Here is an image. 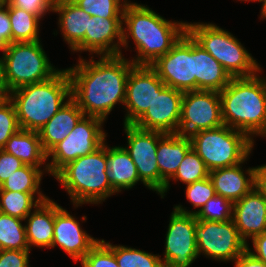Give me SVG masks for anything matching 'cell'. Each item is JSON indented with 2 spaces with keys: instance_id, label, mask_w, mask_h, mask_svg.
I'll return each instance as SVG.
<instances>
[{
  "instance_id": "cell-1",
  "label": "cell",
  "mask_w": 266,
  "mask_h": 267,
  "mask_svg": "<svg viewBox=\"0 0 266 267\" xmlns=\"http://www.w3.org/2000/svg\"><path fill=\"white\" fill-rule=\"evenodd\" d=\"M79 55L78 64L66 68L71 81V98L84 116L106 121L116 104L124 107L126 82L134 63L123 55L100 56L90 61Z\"/></svg>"
},
{
  "instance_id": "cell-48",
  "label": "cell",
  "mask_w": 266,
  "mask_h": 267,
  "mask_svg": "<svg viewBox=\"0 0 266 267\" xmlns=\"http://www.w3.org/2000/svg\"><path fill=\"white\" fill-rule=\"evenodd\" d=\"M260 20L266 18V0H264L260 10Z\"/></svg>"
},
{
  "instance_id": "cell-38",
  "label": "cell",
  "mask_w": 266,
  "mask_h": 267,
  "mask_svg": "<svg viewBox=\"0 0 266 267\" xmlns=\"http://www.w3.org/2000/svg\"><path fill=\"white\" fill-rule=\"evenodd\" d=\"M80 263L82 267H119L114 252L101 239Z\"/></svg>"
},
{
  "instance_id": "cell-26",
  "label": "cell",
  "mask_w": 266,
  "mask_h": 267,
  "mask_svg": "<svg viewBox=\"0 0 266 267\" xmlns=\"http://www.w3.org/2000/svg\"><path fill=\"white\" fill-rule=\"evenodd\" d=\"M107 160V178L117 193L130 190L139 182L141 183L136 165L124 146L107 145Z\"/></svg>"
},
{
  "instance_id": "cell-10",
  "label": "cell",
  "mask_w": 266,
  "mask_h": 267,
  "mask_svg": "<svg viewBox=\"0 0 266 267\" xmlns=\"http://www.w3.org/2000/svg\"><path fill=\"white\" fill-rule=\"evenodd\" d=\"M195 240L199 256L225 263L233 262L247 249L233 219L226 222L197 220Z\"/></svg>"
},
{
  "instance_id": "cell-9",
  "label": "cell",
  "mask_w": 266,
  "mask_h": 267,
  "mask_svg": "<svg viewBox=\"0 0 266 267\" xmlns=\"http://www.w3.org/2000/svg\"><path fill=\"white\" fill-rule=\"evenodd\" d=\"M104 123L98 117L83 116L70 134L47 153L49 175L54 177L68 163L100 148L107 136Z\"/></svg>"
},
{
  "instance_id": "cell-13",
  "label": "cell",
  "mask_w": 266,
  "mask_h": 267,
  "mask_svg": "<svg viewBox=\"0 0 266 267\" xmlns=\"http://www.w3.org/2000/svg\"><path fill=\"white\" fill-rule=\"evenodd\" d=\"M128 145L124 148L136 165L141 183L159 195V168L157 145L165 134L159 131L140 129L133 124H123Z\"/></svg>"
},
{
  "instance_id": "cell-28",
  "label": "cell",
  "mask_w": 266,
  "mask_h": 267,
  "mask_svg": "<svg viewBox=\"0 0 266 267\" xmlns=\"http://www.w3.org/2000/svg\"><path fill=\"white\" fill-rule=\"evenodd\" d=\"M48 198L43 193L0 190V212L24 220L33 208Z\"/></svg>"
},
{
  "instance_id": "cell-3",
  "label": "cell",
  "mask_w": 266,
  "mask_h": 267,
  "mask_svg": "<svg viewBox=\"0 0 266 267\" xmlns=\"http://www.w3.org/2000/svg\"><path fill=\"white\" fill-rule=\"evenodd\" d=\"M232 77L219 92L223 123L254 137H266V77Z\"/></svg>"
},
{
  "instance_id": "cell-7",
  "label": "cell",
  "mask_w": 266,
  "mask_h": 267,
  "mask_svg": "<svg viewBox=\"0 0 266 267\" xmlns=\"http://www.w3.org/2000/svg\"><path fill=\"white\" fill-rule=\"evenodd\" d=\"M190 139L192 149L209 171L243 162L252 153L255 143L245 133L225 124L195 132Z\"/></svg>"
},
{
  "instance_id": "cell-40",
  "label": "cell",
  "mask_w": 266,
  "mask_h": 267,
  "mask_svg": "<svg viewBox=\"0 0 266 267\" xmlns=\"http://www.w3.org/2000/svg\"><path fill=\"white\" fill-rule=\"evenodd\" d=\"M30 250H0V267H31Z\"/></svg>"
},
{
  "instance_id": "cell-23",
  "label": "cell",
  "mask_w": 266,
  "mask_h": 267,
  "mask_svg": "<svg viewBox=\"0 0 266 267\" xmlns=\"http://www.w3.org/2000/svg\"><path fill=\"white\" fill-rule=\"evenodd\" d=\"M196 90L221 92L230 82V74L194 40Z\"/></svg>"
},
{
  "instance_id": "cell-36",
  "label": "cell",
  "mask_w": 266,
  "mask_h": 267,
  "mask_svg": "<svg viewBox=\"0 0 266 267\" xmlns=\"http://www.w3.org/2000/svg\"><path fill=\"white\" fill-rule=\"evenodd\" d=\"M194 215L197 220L226 222L233 219V203L223 196L215 195Z\"/></svg>"
},
{
  "instance_id": "cell-25",
  "label": "cell",
  "mask_w": 266,
  "mask_h": 267,
  "mask_svg": "<svg viewBox=\"0 0 266 267\" xmlns=\"http://www.w3.org/2000/svg\"><path fill=\"white\" fill-rule=\"evenodd\" d=\"M84 116L83 111L71 98L38 132L42 147L48 153L75 128Z\"/></svg>"
},
{
  "instance_id": "cell-14",
  "label": "cell",
  "mask_w": 266,
  "mask_h": 267,
  "mask_svg": "<svg viewBox=\"0 0 266 267\" xmlns=\"http://www.w3.org/2000/svg\"><path fill=\"white\" fill-rule=\"evenodd\" d=\"M197 219L173 209L165 234L164 267H190L199 257L195 240Z\"/></svg>"
},
{
  "instance_id": "cell-44",
  "label": "cell",
  "mask_w": 266,
  "mask_h": 267,
  "mask_svg": "<svg viewBox=\"0 0 266 267\" xmlns=\"http://www.w3.org/2000/svg\"><path fill=\"white\" fill-rule=\"evenodd\" d=\"M234 267H266V264L255 258L248 250H245L234 261Z\"/></svg>"
},
{
  "instance_id": "cell-21",
  "label": "cell",
  "mask_w": 266,
  "mask_h": 267,
  "mask_svg": "<svg viewBox=\"0 0 266 267\" xmlns=\"http://www.w3.org/2000/svg\"><path fill=\"white\" fill-rule=\"evenodd\" d=\"M248 159L249 156L237 165L209 171L216 195L235 203L254 189L255 167L242 169Z\"/></svg>"
},
{
  "instance_id": "cell-50",
  "label": "cell",
  "mask_w": 266,
  "mask_h": 267,
  "mask_svg": "<svg viewBox=\"0 0 266 267\" xmlns=\"http://www.w3.org/2000/svg\"><path fill=\"white\" fill-rule=\"evenodd\" d=\"M7 4V0H0V8Z\"/></svg>"
},
{
  "instance_id": "cell-47",
  "label": "cell",
  "mask_w": 266,
  "mask_h": 267,
  "mask_svg": "<svg viewBox=\"0 0 266 267\" xmlns=\"http://www.w3.org/2000/svg\"><path fill=\"white\" fill-rule=\"evenodd\" d=\"M9 44L10 43L0 33V51H2V55L5 53V51L9 47Z\"/></svg>"
},
{
  "instance_id": "cell-27",
  "label": "cell",
  "mask_w": 266,
  "mask_h": 267,
  "mask_svg": "<svg viewBox=\"0 0 266 267\" xmlns=\"http://www.w3.org/2000/svg\"><path fill=\"white\" fill-rule=\"evenodd\" d=\"M3 150L20 159L24 165L44 167V170H48L47 153L36 131L20 129L9 138Z\"/></svg>"
},
{
  "instance_id": "cell-43",
  "label": "cell",
  "mask_w": 266,
  "mask_h": 267,
  "mask_svg": "<svg viewBox=\"0 0 266 267\" xmlns=\"http://www.w3.org/2000/svg\"><path fill=\"white\" fill-rule=\"evenodd\" d=\"M0 33L9 43H12L9 6L7 4L0 8Z\"/></svg>"
},
{
  "instance_id": "cell-34",
  "label": "cell",
  "mask_w": 266,
  "mask_h": 267,
  "mask_svg": "<svg viewBox=\"0 0 266 267\" xmlns=\"http://www.w3.org/2000/svg\"><path fill=\"white\" fill-rule=\"evenodd\" d=\"M186 199L195 208L194 211L186 209L181 204L175 205L173 208L177 212L184 214H196V212L205 205V203L216 195L213 183L209 177L186 185ZM197 209V211H196Z\"/></svg>"
},
{
  "instance_id": "cell-4",
  "label": "cell",
  "mask_w": 266,
  "mask_h": 267,
  "mask_svg": "<svg viewBox=\"0 0 266 267\" xmlns=\"http://www.w3.org/2000/svg\"><path fill=\"white\" fill-rule=\"evenodd\" d=\"M21 129L39 132L71 99V81L67 69L50 79L26 85L10 92Z\"/></svg>"
},
{
  "instance_id": "cell-15",
  "label": "cell",
  "mask_w": 266,
  "mask_h": 267,
  "mask_svg": "<svg viewBox=\"0 0 266 267\" xmlns=\"http://www.w3.org/2000/svg\"><path fill=\"white\" fill-rule=\"evenodd\" d=\"M164 82L149 65H134L127 78L124 124H134L151 106Z\"/></svg>"
},
{
  "instance_id": "cell-35",
  "label": "cell",
  "mask_w": 266,
  "mask_h": 267,
  "mask_svg": "<svg viewBox=\"0 0 266 267\" xmlns=\"http://www.w3.org/2000/svg\"><path fill=\"white\" fill-rule=\"evenodd\" d=\"M90 16L103 18H123V10L128 0H72Z\"/></svg>"
},
{
  "instance_id": "cell-42",
  "label": "cell",
  "mask_w": 266,
  "mask_h": 267,
  "mask_svg": "<svg viewBox=\"0 0 266 267\" xmlns=\"http://www.w3.org/2000/svg\"><path fill=\"white\" fill-rule=\"evenodd\" d=\"M253 248L247 243L248 252H250L255 258L263 261L266 264V232L254 236L252 239ZM254 250V251H253Z\"/></svg>"
},
{
  "instance_id": "cell-41",
  "label": "cell",
  "mask_w": 266,
  "mask_h": 267,
  "mask_svg": "<svg viewBox=\"0 0 266 267\" xmlns=\"http://www.w3.org/2000/svg\"><path fill=\"white\" fill-rule=\"evenodd\" d=\"M23 166L24 163L20 159L0 149V185Z\"/></svg>"
},
{
  "instance_id": "cell-16",
  "label": "cell",
  "mask_w": 266,
  "mask_h": 267,
  "mask_svg": "<svg viewBox=\"0 0 266 267\" xmlns=\"http://www.w3.org/2000/svg\"><path fill=\"white\" fill-rule=\"evenodd\" d=\"M183 95V92L164 85L156 92L151 106L133 125L144 130L178 133Z\"/></svg>"
},
{
  "instance_id": "cell-12",
  "label": "cell",
  "mask_w": 266,
  "mask_h": 267,
  "mask_svg": "<svg viewBox=\"0 0 266 267\" xmlns=\"http://www.w3.org/2000/svg\"><path fill=\"white\" fill-rule=\"evenodd\" d=\"M221 98L217 91L195 90L184 92L178 126L180 135L222 126Z\"/></svg>"
},
{
  "instance_id": "cell-45",
  "label": "cell",
  "mask_w": 266,
  "mask_h": 267,
  "mask_svg": "<svg viewBox=\"0 0 266 267\" xmlns=\"http://www.w3.org/2000/svg\"><path fill=\"white\" fill-rule=\"evenodd\" d=\"M254 188L266 198V164L255 166Z\"/></svg>"
},
{
  "instance_id": "cell-49",
  "label": "cell",
  "mask_w": 266,
  "mask_h": 267,
  "mask_svg": "<svg viewBox=\"0 0 266 267\" xmlns=\"http://www.w3.org/2000/svg\"><path fill=\"white\" fill-rule=\"evenodd\" d=\"M238 1H244V2H250V1H253V2H259V3H262L263 4V2H264V0H238Z\"/></svg>"
},
{
  "instance_id": "cell-29",
  "label": "cell",
  "mask_w": 266,
  "mask_h": 267,
  "mask_svg": "<svg viewBox=\"0 0 266 267\" xmlns=\"http://www.w3.org/2000/svg\"><path fill=\"white\" fill-rule=\"evenodd\" d=\"M12 43L35 42L39 39L40 19L23 9L9 6Z\"/></svg>"
},
{
  "instance_id": "cell-39",
  "label": "cell",
  "mask_w": 266,
  "mask_h": 267,
  "mask_svg": "<svg viewBox=\"0 0 266 267\" xmlns=\"http://www.w3.org/2000/svg\"><path fill=\"white\" fill-rule=\"evenodd\" d=\"M56 0H7L8 6L23 9L37 17L44 18L47 12H53Z\"/></svg>"
},
{
  "instance_id": "cell-32",
  "label": "cell",
  "mask_w": 266,
  "mask_h": 267,
  "mask_svg": "<svg viewBox=\"0 0 266 267\" xmlns=\"http://www.w3.org/2000/svg\"><path fill=\"white\" fill-rule=\"evenodd\" d=\"M113 252L119 267H164L159 254L127 247L113 245L110 241L101 239Z\"/></svg>"
},
{
  "instance_id": "cell-30",
  "label": "cell",
  "mask_w": 266,
  "mask_h": 267,
  "mask_svg": "<svg viewBox=\"0 0 266 267\" xmlns=\"http://www.w3.org/2000/svg\"><path fill=\"white\" fill-rule=\"evenodd\" d=\"M43 167L24 165L16 170L1 185L0 190L18 191L23 193H42L40 185L44 173Z\"/></svg>"
},
{
  "instance_id": "cell-18",
  "label": "cell",
  "mask_w": 266,
  "mask_h": 267,
  "mask_svg": "<svg viewBox=\"0 0 266 267\" xmlns=\"http://www.w3.org/2000/svg\"><path fill=\"white\" fill-rule=\"evenodd\" d=\"M122 25L123 18L91 16L84 37V52L96 57L123 55Z\"/></svg>"
},
{
  "instance_id": "cell-20",
  "label": "cell",
  "mask_w": 266,
  "mask_h": 267,
  "mask_svg": "<svg viewBox=\"0 0 266 267\" xmlns=\"http://www.w3.org/2000/svg\"><path fill=\"white\" fill-rule=\"evenodd\" d=\"M233 221L240 237L248 243L266 232V198L255 188L233 203Z\"/></svg>"
},
{
  "instance_id": "cell-17",
  "label": "cell",
  "mask_w": 266,
  "mask_h": 267,
  "mask_svg": "<svg viewBox=\"0 0 266 267\" xmlns=\"http://www.w3.org/2000/svg\"><path fill=\"white\" fill-rule=\"evenodd\" d=\"M82 229L79 220L57 202H54V236L51 248L59 246L73 259L82 258L99 242Z\"/></svg>"
},
{
  "instance_id": "cell-5",
  "label": "cell",
  "mask_w": 266,
  "mask_h": 267,
  "mask_svg": "<svg viewBox=\"0 0 266 267\" xmlns=\"http://www.w3.org/2000/svg\"><path fill=\"white\" fill-rule=\"evenodd\" d=\"M107 143L93 153L65 165L54 178L70 196L73 206L101 204L117 192L108 178Z\"/></svg>"
},
{
  "instance_id": "cell-6",
  "label": "cell",
  "mask_w": 266,
  "mask_h": 267,
  "mask_svg": "<svg viewBox=\"0 0 266 267\" xmlns=\"http://www.w3.org/2000/svg\"><path fill=\"white\" fill-rule=\"evenodd\" d=\"M187 32L212 55L231 77H249L262 70L251 53L231 34L215 23L187 22Z\"/></svg>"
},
{
  "instance_id": "cell-2",
  "label": "cell",
  "mask_w": 266,
  "mask_h": 267,
  "mask_svg": "<svg viewBox=\"0 0 266 267\" xmlns=\"http://www.w3.org/2000/svg\"><path fill=\"white\" fill-rule=\"evenodd\" d=\"M187 31V21H171L147 5L129 2L123 10L122 45L127 50L128 39L135 44L134 65H151L166 54Z\"/></svg>"
},
{
  "instance_id": "cell-51",
  "label": "cell",
  "mask_w": 266,
  "mask_h": 267,
  "mask_svg": "<svg viewBox=\"0 0 266 267\" xmlns=\"http://www.w3.org/2000/svg\"><path fill=\"white\" fill-rule=\"evenodd\" d=\"M3 100H4V98L0 95V102L3 101Z\"/></svg>"
},
{
  "instance_id": "cell-8",
  "label": "cell",
  "mask_w": 266,
  "mask_h": 267,
  "mask_svg": "<svg viewBox=\"0 0 266 267\" xmlns=\"http://www.w3.org/2000/svg\"><path fill=\"white\" fill-rule=\"evenodd\" d=\"M40 40L10 43L2 55L6 81L11 91L50 79L60 69L49 60Z\"/></svg>"
},
{
  "instance_id": "cell-24",
  "label": "cell",
  "mask_w": 266,
  "mask_h": 267,
  "mask_svg": "<svg viewBox=\"0 0 266 267\" xmlns=\"http://www.w3.org/2000/svg\"><path fill=\"white\" fill-rule=\"evenodd\" d=\"M25 221L28 246L51 249L54 236V200L48 198L31 211Z\"/></svg>"
},
{
  "instance_id": "cell-33",
  "label": "cell",
  "mask_w": 266,
  "mask_h": 267,
  "mask_svg": "<svg viewBox=\"0 0 266 267\" xmlns=\"http://www.w3.org/2000/svg\"><path fill=\"white\" fill-rule=\"evenodd\" d=\"M207 177H209V170L204 161L191 148L180 163L177 172L170 180L175 182L180 181L187 185Z\"/></svg>"
},
{
  "instance_id": "cell-11",
  "label": "cell",
  "mask_w": 266,
  "mask_h": 267,
  "mask_svg": "<svg viewBox=\"0 0 266 267\" xmlns=\"http://www.w3.org/2000/svg\"><path fill=\"white\" fill-rule=\"evenodd\" d=\"M150 66L167 87L183 93L196 90L194 39L187 31L166 54Z\"/></svg>"
},
{
  "instance_id": "cell-37",
  "label": "cell",
  "mask_w": 266,
  "mask_h": 267,
  "mask_svg": "<svg viewBox=\"0 0 266 267\" xmlns=\"http://www.w3.org/2000/svg\"><path fill=\"white\" fill-rule=\"evenodd\" d=\"M20 129L13 102L9 98L4 99L0 102V149Z\"/></svg>"
},
{
  "instance_id": "cell-22",
  "label": "cell",
  "mask_w": 266,
  "mask_h": 267,
  "mask_svg": "<svg viewBox=\"0 0 266 267\" xmlns=\"http://www.w3.org/2000/svg\"><path fill=\"white\" fill-rule=\"evenodd\" d=\"M53 13L59 14L58 27L69 49L73 53L84 52V37L91 16L72 0H56Z\"/></svg>"
},
{
  "instance_id": "cell-31",
  "label": "cell",
  "mask_w": 266,
  "mask_h": 267,
  "mask_svg": "<svg viewBox=\"0 0 266 267\" xmlns=\"http://www.w3.org/2000/svg\"><path fill=\"white\" fill-rule=\"evenodd\" d=\"M23 221L0 212V250H30Z\"/></svg>"
},
{
  "instance_id": "cell-46",
  "label": "cell",
  "mask_w": 266,
  "mask_h": 267,
  "mask_svg": "<svg viewBox=\"0 0 266 267\" xmlns=\"http://www.w3.org/2000/svg\"><path fill=\"white\" fill-rule=\"evenodd\" d=\"M10 92L11 90L6 81L4 61L2 56H0V95L7 99L10 96Z\"/></svg>"
},
{
  "instance_id": "cell-19",
  "label": "cell",
  "mask_w": 266,
  "mask_h": 267,
  "mask_svg": "<svg viewBox=\"0 0 266 267\" xmlns=\"http://www.w3.org/2000/svg\"><path fill=\"white\" fill-rule=\"evenodd\" d=\"M192 148L190 136L179 133H165L158 141L157 162L159 168V195L164 198L170 189V179L180 163Z\"/></svg>"
}]
</instances>
